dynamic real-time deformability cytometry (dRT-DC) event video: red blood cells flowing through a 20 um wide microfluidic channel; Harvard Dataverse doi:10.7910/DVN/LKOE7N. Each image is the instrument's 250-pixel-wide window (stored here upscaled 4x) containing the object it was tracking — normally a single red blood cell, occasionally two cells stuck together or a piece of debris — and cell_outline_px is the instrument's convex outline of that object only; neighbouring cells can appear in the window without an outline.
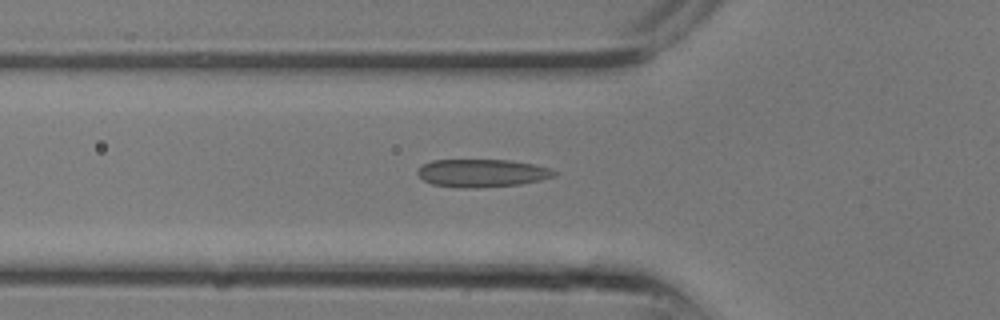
{"species": "common noctule bat (a hibernating species)", "species_latin": "Nyctalus noctula", "temperature_condition": "room temperature", "stored_images_in_passage": 8, "camera_frame_rate_fps": 3000, "um_per_image_px": 0.085, "animal": {"sex": "male", "body_mass_g": 13.3}, "frame": {"image": 1, "passage_image": 6, "time_ms": 1.667, "image_size_px": [1000, 320], "cell_outline_px": [[556, 176], [540, 180], [520, 184], [468, 188], [432, 184], [424, 180], [416, 172], [424, 164], [432, 160], [508, 160], [536, 164], [548, 168], [556, 172]], "centroid_in_image_um": [40.99, 14.7], "position_along_channel_um": 84.8, "area_um2": 21.91}}
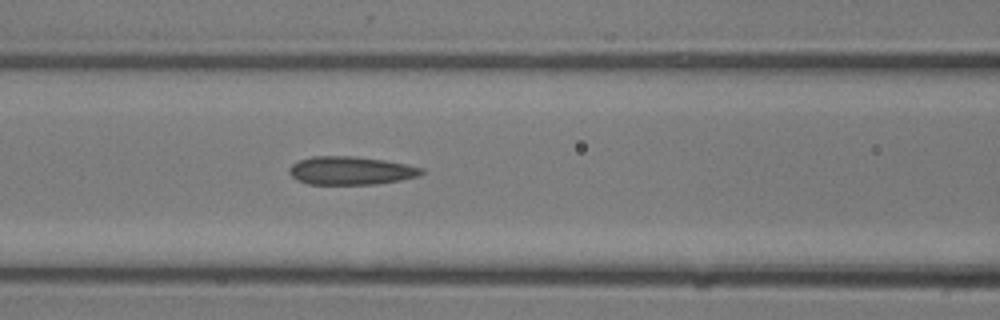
{"frame": {"image": 2, "passage_image": 8, "time_ms": 2.333, "image_size_px": [1000, 320], "cell_outline_px": [[424, 172], [420, 176], [400, 180], [376, 184], [308, 184], [296, 180], [288, 172], [288, 168], [292, 164], [300, 160], [312, 156], [356, 156], [384, 160], [408, 164], [424, 168]], "centroid_in_image_um": [29.83, 14.5], "position_along_channel_um": 136.8, "area_um2": 21.96}}